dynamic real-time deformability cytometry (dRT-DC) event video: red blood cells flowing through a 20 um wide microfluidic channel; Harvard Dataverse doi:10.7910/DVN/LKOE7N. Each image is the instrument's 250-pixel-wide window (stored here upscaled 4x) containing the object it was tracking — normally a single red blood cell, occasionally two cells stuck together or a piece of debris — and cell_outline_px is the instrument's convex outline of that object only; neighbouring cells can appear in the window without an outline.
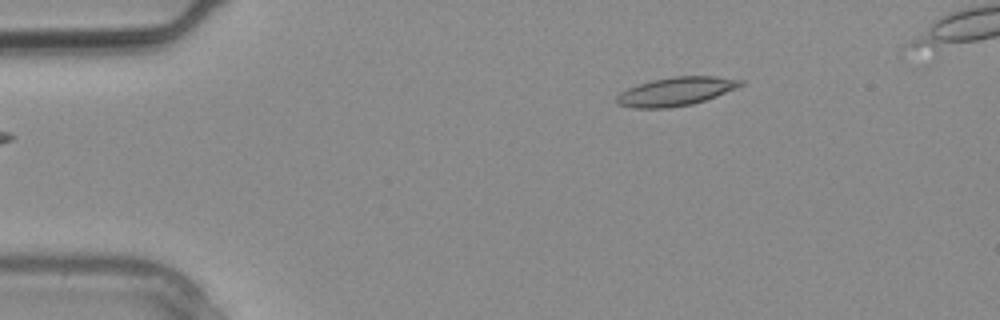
{"species": "common noctule bat (a hibernating species)", "species_latin": "Nyctalus noctula", "temperature_condition": "warm", "stored_images_in_passage": 3, "camera_frame_rate_fps": 3000, "um_per_image_px": 0.085, "animal": {"sex": "male", "body_mass_g": 20.4}, "frame": {"image": 1, "passage_image": 1, "time_ms": 0.0, "image_size_px": [1000, 320], "cell_outline_px": [[744, 84], [716, 96], [692, 104], [668, 108], [632, 108], [620, 104], [616, 100], [616, 96], [620, 92], [628, 88], [652, 80], [672, 76], [716, 76], [744, 80]], "centroid_in_image_um": [57.45, 7.77], "position_along_channel_um": 27.6, "area_um2": 20.46}}